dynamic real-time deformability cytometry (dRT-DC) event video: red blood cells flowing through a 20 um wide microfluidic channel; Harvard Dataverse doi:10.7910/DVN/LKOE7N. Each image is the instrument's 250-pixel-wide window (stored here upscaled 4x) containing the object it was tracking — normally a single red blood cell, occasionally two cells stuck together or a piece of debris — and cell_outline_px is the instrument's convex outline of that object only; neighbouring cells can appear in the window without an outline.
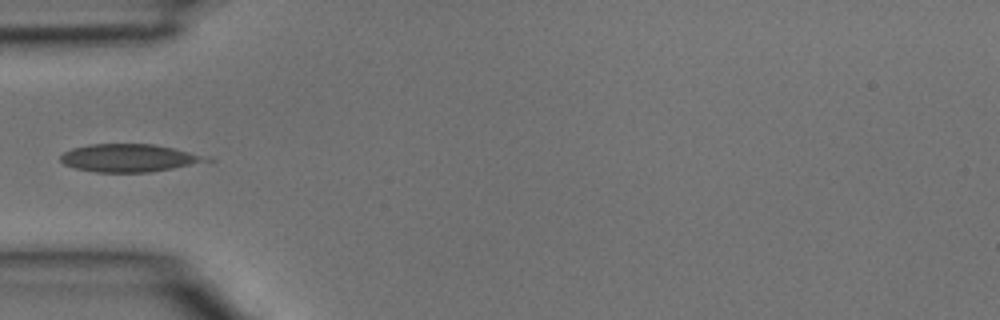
{"species": "common noctule bat (a hibernating species)", "species_latin": "Nyctalus noctula", "temperature_condition": "room temperature", "stored_images_in_passage": 13, "camera_frame_rate_fps": 3000, "um_per_image_px": 0.085, "animal": {"sex": "male", "body_mass_g": 15.6}, "frame": {"image": 1, "passage_image": 1, "time_ms": 0.0, "image_size_px": [1000, 320], "cell_outline_px": [[216, 160], [212, 164], [148, 172], [96, 172], [76, 168], [64, 164], [60, 160], [60, 156], [64, 152], [72, 148], [88, 144], [156, 144], [208, 156]], "centroid_in_image_um": [11.16, 13.44], "position_along_channel_um": 73.8, "area_um2": 24.39}}
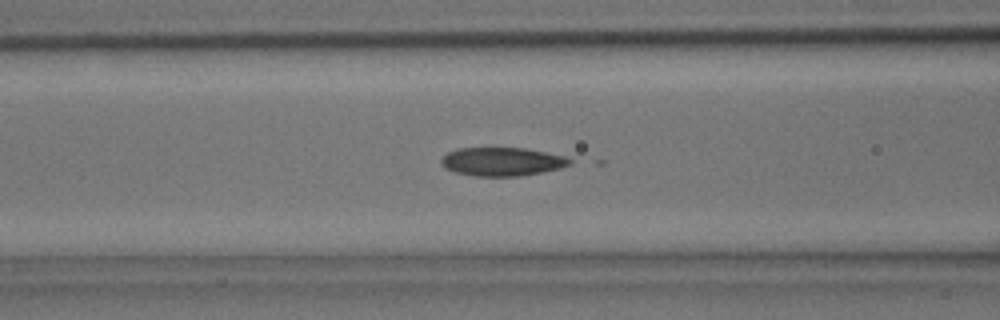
{"frame": {"image": 2, "passage_image": 4, "time_ms": 1.0, "image_size_px": [1000, 320], "cell_outline_px": [[572, 164], [560, 168], [520, 176], [472, 176], [456, 172], [444, 168], [440, 164], [440, 160], [448, 152], [456, 148], [524, 148], [568, 156], [572, 160]], "centroid_in_image_um": [42.68, 13.73], "position_along_channel_um": 123.9, "area_um2": 21.5}}
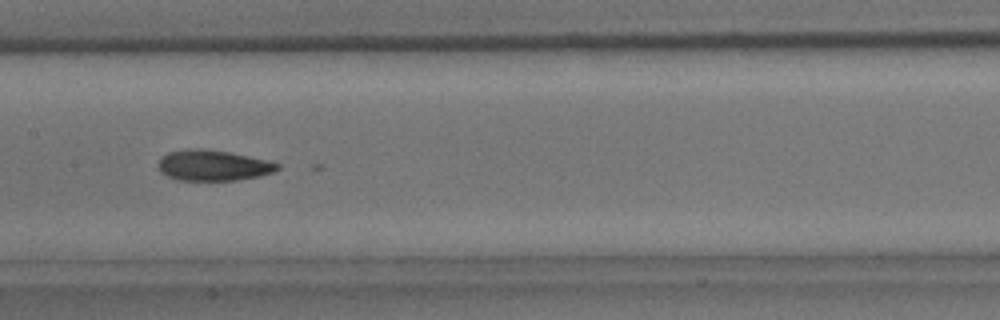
{"frame": {"image": 3, "passage_image": 8, "time_ms": 2.333, "image_size_px": [1000, 320], "cell_outline_px": [[280, 168], [272, 172], [260, 176], [236, 180], [176, 180], [160, 172], [160, 160], [168, 152], [188, 148], [196, 148], [228, 152], [268, 160], [280, 164]], "centroid_in_image_um": [18.13, 14.06], "position_along_channel_um": 189.3, "area_um2": 21.1}}